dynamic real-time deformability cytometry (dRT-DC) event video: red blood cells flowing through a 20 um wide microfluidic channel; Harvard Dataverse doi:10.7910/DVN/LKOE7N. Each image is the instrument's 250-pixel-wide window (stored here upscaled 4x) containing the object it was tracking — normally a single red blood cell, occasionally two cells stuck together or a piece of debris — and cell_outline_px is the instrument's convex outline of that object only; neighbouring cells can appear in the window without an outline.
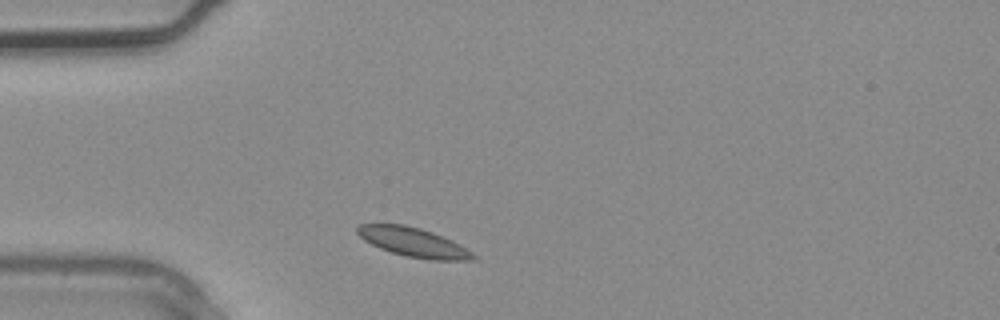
{"species": "common noctule bat (a hibernating species)", "species_latin": "Nyctalus noctula", "temperature_condition": "warm", "stored_images_in_passage": 1, "camera_frame_rate_fps": 3000, "um_per_image_px": 0.085, "animal": {"sex": "male", "body_mass_g": 20.4}, "frame": {"image": 1, "passage_image": 1, "time_ms": 0.0, "image_size_px": [1000, 320], "cell_outline_px": [[480, 256], [476, 260], [432, 260], [404, 256], [380, 248], [364, 240], [356, 232], [356, 228], [360, 224], [404, 224], [420, 228], [432, 232]], "centroid_in_image_um": [35.12, 20.6], "position_along_channel_um": 49.9, "area_um2": 19.42}}